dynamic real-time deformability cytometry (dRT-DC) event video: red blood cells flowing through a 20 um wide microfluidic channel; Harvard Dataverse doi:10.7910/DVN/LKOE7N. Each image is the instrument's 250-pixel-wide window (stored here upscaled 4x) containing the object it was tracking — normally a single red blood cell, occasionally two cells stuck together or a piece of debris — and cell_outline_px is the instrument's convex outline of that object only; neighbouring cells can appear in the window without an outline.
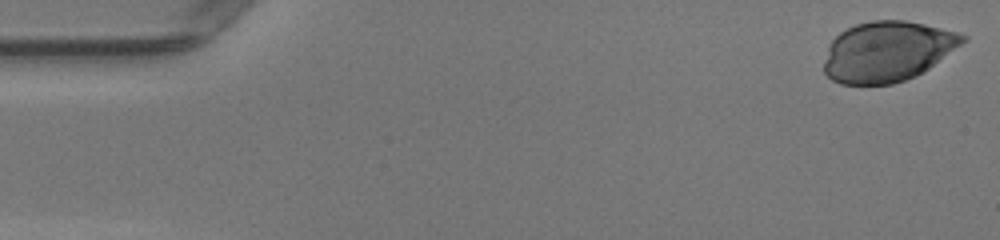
{"species": "human", "species_latin": "Homo sapiens", "temperature_condition": "warm", "stored_images_in_passage": 49, "camera_frame_rate_fps": 3000, "um_per_image_px": 0.085, "donor": {"sex": "female"}, "frame": {"image": 1, "passage_image": 1, "time_ms": 0.0, "image_size_px": [1000, 240], "cell_outline_px": [[968, 40], [928, 68], [916, 76], [892, 84], [840, 84], [832, 80], [824, 72], [824, 60], [828, 48], [832, 40], [840, 32], [856, 24], [872, 20], [904, 20], [924, 24], [956, 32], [968, 36]], "centroid_in_image_um": [75.42, 4.37], "position_along_channel_um": 9.6, "area_um2": 48.49}}
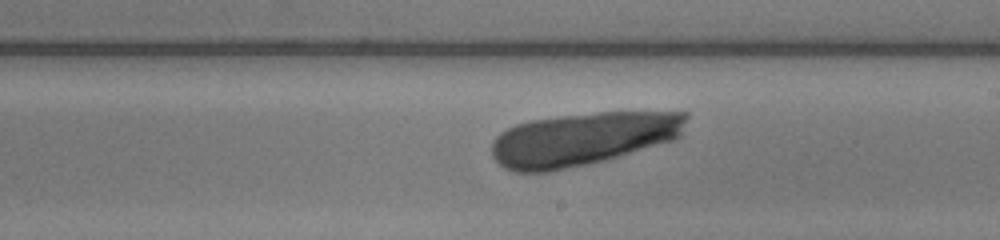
{"frame": {"image": 2, "passage_image": 28, "time_ms": 9.0, "image_size_px": [1000, 240], "cell_outline_px": [[688, 116], [680, 136], [672, 140], [604, 160], [588, 164], [548, 172], [516, 172], [504, 168], [492, 156], [492, 140], [500, 132], [516, 124], [532, 120], [596, 112], [688, 112]], "centroid_in_image_um": [49.5, 11.81], "position_along_channel_um": 239.5, "area_um2": 59.94}}
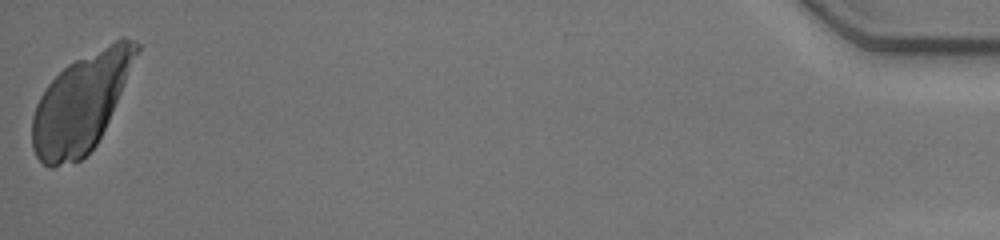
{"frame": {"image": 3, "passage_image": 49, "time_ms": 16.0, "image_size_px": [1000, 240], "cell_outline_px": [[140, 48], [108, 120], [96, 144], [80, 160], [52, 168], [48, 168], [36, 156], [32, 148], [32, 116], [36, 104], [40, 96], [48, 84], [68, 64], [120, 36], [124, 36], [140, 44]], "centroid_in_image_um": [6.86, 8.74], "position_along_channel_um": 428.3, "area_um2": 58.49}}